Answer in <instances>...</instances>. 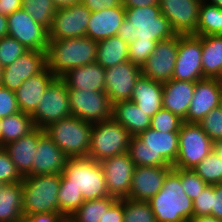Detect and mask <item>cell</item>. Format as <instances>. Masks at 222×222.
I'll use <instances>...</instances> for the list:
<instances>
[{"label":"cell","instance_id":"4dcf8cb0","mask_svg":"<svg viewBox=\"0 0 222 222\" xmlns=\"http://www.w3.org/2000/svg\"><path fill=\"white\" fill-rule=\"evenodd\" d=\"M201 46L203 76L222 79V36H201Z\"/></svg>","mask_w":222,"mask_h":222},{"label":"cell","instance_id":"b9f144b4","mask_svg":"<svg viewBox=\"0 0 222 222\" xmlns=\"http://www.w3.org/2000/svg\"><path fill=\"white\" fill-rule=\"evenodd\" d=\"M198 124L214 142L222 141V107L212 109Z\"/></svg>","mask_w":222,"mask_h":222},{"label":"cell","instance_id":"680465c9","mask_svg":"<svg viewBox=\"0 0 222 222\" xmlns=\"http://www.w3.org/2000/svg\"><path fill=\"white\" fill-rule=\"evenodd\" d=\"M206 3L216 5L222 8V0H204Z\"/></svg>","mask_w":222,"mask_h":222},{"label":"cell","instance_id":"ac0fdd59","mask_svg":"<svg viewBox=\"0 0 222 222\" xmlns=\"http://www.w3.org/2000/svg\"><path fill=\"white\" fill-rule=\"evenodd\" d=\"M222 100V79L204 78L195 84L193 98L188 108L187 123L200 122L212 109L218 108Z\"/></svg>","mask_w":222,"mask_h":222},{"label":"cell","instance_id":"5bb4252c","mask_svg":"<svg viewBox=\"0 0 222 222\" xmlns=\"http://www.w3.org/2000/svg\"><path fill=\"white\" fill-rule=\"evenodd\" d=\"M90 16L81 2L58 8L49 29V41L85 37Z\"/></svg>","mask_w":222,"mask_h":222},{"label":"cell","instance_id":"60d3db41","mask_svg":"<svg viewBox=\"0 0 222 222\" xmlns=\"http://www.w3.org/2000/svg\"><path fill=\"white\" fill-rule=\"evenodd\" d=\"M28 50L16 39L5 36L0 38V65L5 68Z\"/></svg>","mask_w":222,"mask_h":222},{"label":"cell","instance_id":"f6af8a7d","mask_svg":"<svg viewBox=\"0 0 222 222\" xmlns=\"http://www.w3.org/2000/svg\"><path fill=\"white\" fill-rule=\"evenodd\" d=\"M23 177L3 147L0 148V181L4 184L19 183Z\"/></svg>","mask_w":222,"mask_h":222},{"label":"cell","instance_id":"7bdbcfd3","mask_svg":"<svg viewBox=\"0 0 222 222\" xmlns=\"http://www.w3.org/2000/svg\"><path fill=\"white\" fill-rule=\"evenodd\" d=\"M158 41H144L136 39L129 44V61L134 65L142 67L148 57L155 50Z\"/></svg>","mask_w":222,"mask_h":222},{"label":"cell","instance_id":"ba28073f","mask_svg":"<svg viewBox=\"0 0 222 222\" xmlns=\"http://www.w3.org/2000/svg\"><path fill=\"white\" fill-rule=\"evenodd\" d=\"M131 135L113 118L92 124L88 158L102 161L128 152Z\"/></svg>","mask_w":222,"mask_h":222},{"label":"cell","instance_id":"d590c367","mask_svg":"<svg viewBox=\"0 0 222 222\" xmlns=\"http://www.w3.org/2000/svg\"><path fill=\"white\" fill-rule=\"evenodd\" d=\"M21 9L48 30L57 11L53 0H22Z\"/></svg>","mask_w":222,"mask_h":222},{"label":"cell","instance_id":"cb8c5ba5","mask_svg":"<svg viewBox=\"0 0 222 222\" xmlns=\"http://www.w3.org/2000/svg\"><path fill=\"white\" fill-rule=\"evenodd\" d=\"M44 134V129L35 128L26 136L3 146L22 177L32 175L35 148Z\"/></svg>","mask_w":222,"mask_h":222},{"label":"cell","instance_id":"6125c7cd","mask_svg":"<svg viewBox=\"0 0 222 222\" xmlns=\"http://www.w3.org/2000/svg\"><path fill=\"white\" fill-rule=\"evenodd\" d=\"M2 66L0 65V86H1V82H2Z\"/></svg>","mask_w":222,"mask_h":222},{"label":"cell","instance_id":"4fadbf2b","mask_svg":"<svg viewBox=\"0 0 222 222\" xmlns=\"http://www.w3.org/2000/svg\"><path fill=\"white\" fill-rule=\"evenodd\" d=\"M201 57V36L179 35L178 53L172 79L191 82L204 79Z\"/></svg>","mask_w":222,"mask_h":222},{"label":"cell","instance_id":"9f6ffc18","mask_svg":"<svg viewBox=\"0 0 222 222\" xmlns=\"http://www.w3.org/2000/svg\"><path fill=\"white\" fill-rule=\"evenodd\" d=\"M188 222H222V220L213 216L192 217Z\"/></svg>","mask_w":222,"mask_h":222},{"label":"cell","instance_id":"836d02e7","mask_svg":"<svg viewBox=\"0 0 222 222\" xmlns=\"http://www.w3.org/2000/svg\"><path fill=\"white\" fill-rule=\"evenodd\" d=\"M196 36H222V8L202 1Z\"/></svg>","mask_w":222,"mask_h":222},{"label":"cell","instance_id":"1f68e13d","mask_svg":"<svg viewBox=\"0 0 222 222\" xmlns=\"http://www.w3.org/2000/svg\"><path fill=\"white\" fill-rule=\"evenodd\" d=\"M129 60V44L118 36H112L97 42L96 63L104 69L114 67Z\"/></svg>","mask_w":222,"mask_h":222},{"label":"cell","instance_id":"7dc6e473","mask_svg":"<svg viewBox=\"0 0 222 222\" xmlns=\"http://www.w3.org/2000/svg\"><path fill=\"white\" fill-rule=\"evenodd\" d=\"M15 91L0 86V118L19 112Z\"/></svg>","mask_w":222,"mask_h":222},{"label":"cell","instance_id":"74e56055","mask_svg":"<svg viewBox=\"0 0 222 222\" xmlns=\"http://www.w3.org/2000/svg\"><path fill=\"white\" fill-rule=\"evenodd\" d=\"M123 222H156L154 213L148 201L123 199Z\"/></svg>","mask_w":222,"mask_h":222},{"label":"cell","instance_id":"484cf974","mask_svg":"<svg viewBox=\"0 0 222 222\" xmlns=\"http://www.w3.org/2000/svg\"><path fill=\"white\" fill-rule=\"evenodd\" d=\"M60 78L69 89L105 91V69L98 63L72 68Z\"/></svg>","mask_w":222,"mask_h":222},{"label":"cell","instance_id":"52a82bcc","mask_svg":"<svg viewBox=\"0 0 222 222\" xmlns=\"http://www.w3.org/2000/svg\"><path fill=\"white\" fill-rule=\"evenodd\" d=\"M92 124L70 115L44 128V133L69 157H88Z\"/></svg>","mask_w":222,"mask_h":222},{"label":"cell","instance_id":"d4e9b609","mask_svg":"<svg viewBox=\"0 0 222 222\" xmlns=\"http://www.w3.org/2000/svg\"><path fill=\"white\" fill-rule=\"evenodd\" d=\"M55 78L56 76L46 67L39 74L25 80L15 91L18 109L31 115L37 109L46 88Z\"/></svg>","mask_w":222,"mask_h":222},{"label":"cell","instance_id":"2e32d148","mask_svg":"<svg viewBox=\"0 0 222 222\" xmlns=\"http://www.w3.org/2000/svg\"><path fill=\"white\" fill-rule=\"evenodd\" d=\"M179 46V34L159 41L155 50L141 67L142 75L154 81L165 83L172 79Z\"/></svg>","mask_w":222,"mask_h":222},{"label":"cell","instance_id":"91938a15","mask_svg":"<svg viewBox=\"0 0 222 222\" xmlns=\"http://www.w3.org/2000/svg\"><path fill=\"white\" fill-rule=\"evenodd\" d=\"M215 150L219 153L222 160V141L215 143Z\"/></svg>","mask_w":222,"mask_h":222},{"label":"cell","instance_id":"7c38bea8","mask_svg":"<svg viewBox=\"0 0 222 222\" xmlns=\"http://www.w3.org/2000/svg\"><path fill=\"white\" fill-rule=\"evenodd\" d=\"M10 36L20 42L27 50L46 52L49 43V30L42 26L23 9L7 16Z\"/></svg>","mask_w":222,"mask_h":222},{"label":"cell","instance_id":"8992f818","mask_svg":"<svg viewBox=\"0 0 222 222\" xmlns=\"http://www.w3.org/2000/svg\"><path fill=\"white\" fill-rule=\"evenodd\" d=\"M22 214L60 212L58 191L60 174L28 175L23 177Z\"/></svg>","mask_w":222,"mask_h":222},{"label":"cell","instance_id":"c3c4849f","mask_svg":"<svg viewBox=\"0 0 222 222\" xmlns=\"http://www.w3.org/2000/svg\"><path fill=\"white\" fill-rule=\"evenodd\" d=\"M67 218L60 212L35 213L24 216V222H66Z\"/></svg>","mask_w":222,"mask_h":222},{"label":"cell","instance_id":"f35d334b","mask_svg":"<svg viewBox=\"0 0 222 222\" xmlns=\"http://www.w3.org/2000/svg\"><path fill=\"white\" fill-rule=\"evenodd\" d=\"M58 198L60 213L66 218L72 215L84 202L81 191L73 185H60Z\"/></svg>","mask_w":222,"mask_h":222},{"label":"cell","instance_id":"9c48e42d","mask_svg":"<svg viewBox=\"0 0 222 222\" xmlns=\"http://www.w3.org/2000/svg\"><path fill=\"white\" fill-rule=\"evenodd\" d=\"M179 135V153L173 168L192 169L215 149V143L198 123L183 122Z\"/></svg>","mask_w":222,"mask_h":222},{"label":"cell","instance_id":"f546056e","mask_svg":"<svg viewBox=\"0 0 222 222\" xmlns=\"http://www.w3.org/2000/svg\"><path fill=\"white\" fill-rule=\"evenodd\" d=\"M22 182L4 184L0 189V222H23Z\"/></svg>","mask_w":222,"mask_h":222},{"label":"cell","instance_id":"30bf717a","mask_svg":"<svg viewBox=\"0 0 222 222\" xmlns=\"http://www.w3.org/2000/svg\"><path fill=\"white\" fill-rule=\"evenodd\" d=\"M70 115L68 87L60 77H56L46 88L37 109L31 114L34 126L44 129Z\"/></svg>","mask_w":222,"mask_h":222},{"label":"cell","instance_id":"277c9868","mask_svg":"<svg viewBox=\"0 0 222 222\" xmlns=\"http://www.w3.org/2000/svg\"><path fill=\"white\" fill-rule=\"evenodd\" d=\"M97 41L89 37L49 41L46 49V67L61 77L68 70L96 63Z\"/></svg>","mask_w":222,"mask_h":222},{"label":"cell","instance_id":"11a10c76","mask_svg":"<svg viewBox=\"0 0 222 222\" xmlns=\"http://www.w3.org/2000/svg\"><path fill=\"white\" fill-rule=\"evenodd\" d=\"M8 23L7 16L0 14V38L7 36Z\"/></svg>","mask_w":222,"mask_h":222},{"label":"cell","instance_id":"ffe728a7","mask_svg":"<svg viewBox=\"0 0 222 222\" xmlns=\"http://www.w3.org/2000/svg\"><path fill=\"white\" fill-rule=\"evenodd\" d=\"M46 68V52L28 50L2 69L1 86L16 91L22 83Z\"/></svg>","mask_w":222,"mask_h":222},{"label":"cell","instance_id":"603a6c76","mask_svg":"<svg viewBox=\"0 0 222 222\" xmlns=\"http://www.w3.org/2000/svg\"><path fill=\"white\" fill-rule=\"evenodd\" d=\"M125 19V7L123 4L114 8L91 12L86 37L98 42L117 36L118 30Z\"/></svg>","mask_w":222,"mask_h":222},{"label":"cell","instance_id":"8fae6325","mask_svg":"<svg viewBox=\"0 0 222 222\" xmlns=\"http://www.w3.org/2000/svg\"><path fill=\"white\" fill-rule=\"evenodd\" d=\"M69 106L73 116L96 124L112 118V104L105 92L69 89Z\"/></svg>","mask_w":222,"mask_h":222},{"label":"cell","instance_id":"4316f807","mask_svg":"<svg viewBox=\"0 0 222 222\" xmlns=\"http://www.w3.org/2000/svg\"><path fill=\"white\" fill-rule=\"evenodd\" d=\"M195 84L196 82L174 79L163 83V108L184 120L193 98Z\"/></svg>","mask_w":222,"mask_h":222},{"label":"cell","instance_id":"3957f363","mask_svg":"<svg viewBox=\"0 0 222 222\" xmlns=\"http://www.w3.org/2000/svg\"><path fill=\"white\" fill-rule=\"evenodd\" d=\"M156 222H188L193 217V201L181 185V169L173 168L161 190L148 200Z\"/></svg>","mask_w":222,"mask_h":222},{"label":"cell","instance_id":"83f0119b","mask_svg":"<svg viewBox=\"0 0 222 222\" xmlns=\"http://www.w3.org/2000/svg\"><path fill=\"white\" fill-rule=\"evenodd\" d=\"M162 99L163 83L141 74L136 81L130 100L152 118L163 107Z\"/></svg>","mask_w":222,"mask_h":222},{"label":"cell","instance_id":"ab89813d","mask_svg":"<svg viewBox=\"0 0 222 222\" xmlns=\"http://www.w3.org/2000/svg\"><path fill=\"white\" fill-rule=\"evenodd\" d=\"M183 122L178 115L162 107L151 118L150 128L161 132H179Z\"/></svg>","mask_w":222,"mask_h":222},{"label":"cell","instance_id":"681fc988","mask_svg":"<svg viewBox=\"0 0 222 222\" xmlns=\"http://www.w3.org/2000/svg\"><path fill=\"white\" fill-rule=\"evenodd\" d=\"M123 199L117 200L106 212L99 222H123Z\"/></svg>","mask_w":222,"mask_h":222},{"label":"cell","instance_id":"ee69618b","mask_svg":"<svg viewBox=\"0 0 222 222\" xmlns=\"http://www.w3.org/2000/svg\"><path fill=\"white\" fill-rule=\"evenodd\" d=\"M181 185L185 194L193 201L208 184L192 169H181Z\"/></svg>","mask_w":222,"mask_h":222},{"label":"cell","instance_id":"44dd1931","mask_svg":"<svg viewBox=\"0 0 222 222\" xmlns=\"http://www.w3.org/2000/svg\"><path fill=\"white\" fill-rule=\"evenodd\" d=\"M172 169V166H135L127 198L148 201L161 190L167 174Z\"/></svg>","mask_w":222,"mask_h":222},{"label":"cell","instance_id":"6da1fadb","mask_svg":"<svg viewBox=\"0 0 222 222\" xmlns=\"http://www.w3.org/2000/svg\"><path fill=\"white\" fill-rule=\"evenodd\" d=\"M128 153L136 166H173L179 153L178 132L146 129L131 136Z\"/></svg>","mask_w":222,"mask_h":222},{"label":"cell","instance_id":"db71d44e","mask_svg":"<svg viewBox=\"0 0 222 222\" xmlns=\"http://www.w3.org/2000/svg\"><path fill=\"white\" fill-rule=\"evenodd\" d=\"M125 8L159 6V0H122Z\"/></svg>","mask_w":222,"mask_h":222},{"label":"cell","instance_id":"d6986e66","mask_svg":"<svg viewBox=\"0 0 222 222\" xmlns=\"http://www.w3.org/2000/svg\"><path fill=\"white\" fill-rule=\"evenodd\" d=\"M201 3L200 0H159L158 5L176 34L195 35Z\"/></svg>","mask_w":222,"mask_h":222},{"label":"cell","instance_id":"5b68a950","mask_svg":"<svg viewBox=\"0 0 222 222\" xmlns=\"http://www.w3.org/2000/svg\"><path fill=\"white\" fill-rule=\"evenodd\" d=\"M60 185L75 186L84 201L109 196L100 162L88 157L68 158L60 174Z\"/></svg>","mask_w":222,"mask_h":222},{"label":"cell","instance_id":"e0dca14e","mask_svg":"<svg viewBox=\"0 0 222 222\" xmlns=\"http://www.w3.org/2000/svg\"><path fill=\"white\" fill-rule=\"evenodd\" d=\"M141 67L131 61H125L105 69V93L111 104L131 99L137 79L141 76Z\"/></svg>","mask_w":222,"mask_h":222},{"label":"cell","instance_id":"bcb514c9","mask_svg":"<svg viewBox=\"0 0 222 222\" xmlns=\"http://www.w3.org/2000/svg\"><path fill=\"white\" fill-rule=\"evenodd\" d=\"M213 185H207L193 200V217L212 216Z\"/></svg>","mask_w":222,"mask_h":222},{"label":"cell","instance_id":"6f0895ef","mask_svg":"<svg viewBox=\"0 0 222 222\" xmlns=\"http://www.w3.org/2000/svg\"><path fill=\"white\" fill-rule=\"evenodd\" d=\"M80 0H53L54 5L56 8H65L72 4L79 3Z\"/></svg>","mask_w":222,"mask_h":222},{"label":"cell","instance_id":"94428289","mask_svg":"<svg viewBox=\"0 0 222 222\" xmlns=\"http://www.w3.org/2000/svg\"><path fill=\"white\" fill-rule=\"evenodd\" d=\"M1 118H0V148L2 147V132H1Z\"/></svg>","mask_w":222,"mask_h":222},{"label":"cell","instance_id":"816d5d0a","mask_svg":"<svg viewBox=\"0 0 222 222\" xmlns=\"http://www.w3.org/2000/svg\"><path fill=\"white\" fill-rule=\"evenodd\" d=\"M212 216L222 220V183L213 185Z\"/></svg>","mask_w":222,"mask_h":222},{"label":"cell","instance_id":"e575fe53","mask_svg":"<svg viewBox=\"0 0 222 222\" xmlns=\"http://www.w3.org/2000/svg\"><path fill=\"white\" fill-rule=\"evenodd\" d=\"M118 199L107 196L100 199L86 200L67 220L70 222H99Z\"/></svg>","mask_w":222,"mask_h":222},{"label":"cell","instance_id":"9a60e30c","mask_svg":"<svg viewBox=\"0 0 222 222\" xmlns=\"http://www.w3.org/2000/svg\"><path fill=\"white\" fill-rule=\"evenodd\" d=\"M103 168L108 195L116 199H125L131 190L135 164L128 152L108 157L100 161Z\"/></svg>","mask_w":222,"mask_h":222},{"label":"cell","instance_id":"f907efd6","mask_svg":"<svg viewBox=\"0 0 222 222\" xmlns=\"http://www.w3.org/2000/svg\"><path fill=\"white\" fill-rule=\"evenodd\" d=\"M90 12H97L105 8H114L122 5V0H80Z\"/></svg>","mask_w":222,"mask_h":222},{"label":"cell","instance_id":"7402d4cb","mask_svg":"<svg viewBox=\"0 0 222 222\" xmlns=\"http://www.w3.org/2000/svg\"><path fill=\"white\" fill-rule=\"evenodd\" d=\"M69 157L46 135L38 141L32 175L62 174Z\"/></svg>","mask_w":222,"mask_h":222},{"label":"cell","instance_id":"d6a6232c","mask_svg":"<svg viewBox=\"0 0 222 222\" xmlns=\"http://www.w3.org/2000/svg\"><path fill=\"white\" fill-rule=\"evenodd\" d=\"M2 147L26 136L35 129L32 116L19 111L1 119Z\"/></svg>","mask_w":222,"mask_h":222},{"label":"cell","instance_id":"7a4b0ae2","mask_svg":"<svg viewBox=\"0 0 222 222\" xmlns=\"http://www.w3.org/2000/svg\"><path fill=\"white\" fill-rule=\"evenodd\" d=\"M125 18L117 36L128 44L136 39L159 42L177 35L159 6L125 8Z\"/></svg>","mask_w":222,"mask_h":222},{"label":"cell","instance_id":"f5cc1de1","mask_svg":"<svg viewBox=\"0 0 222 222\" xmlns=\"http://www.w3.org/2000/svg\"><path fill=\"white\" fill-rule=\"evenodd\" d=\"M22 0H0V14L10 15L21 9Z\"/></svg>","mask_w":222,"mask_h":222},{"label":"cell","instance_id":"8d00e7d4","mask_svg":"<svg viewBox=\"0 0 222 222\" xmlns=\"http://www.w3.org/2000/svg\"><path fill=\"white\" fill-rule=\"evenodd\" d=\"M192 170L208 185L222 183V160L215 149L193 167Z\"/></svg>","mask_w":222,"mask_h":222},{"label":"cell","instance_id":"f1b7e54d","mask_svg":"<svg viewBox=\"0 0 222 222\" xmlns=\"http://www.w3.org/2000/svg\"><path fill=\"white\" fill-rule=\"evenodd\" d=\"M112 118L122 124L131 136H138L151 125V117L131 100L114 103L112 105Z\"/></svg>","mask_w":222,"mask_h":222},{"label":"cell","instance_id":"be15d7a7","mask_svg":"<svg viewBox=\"0 0 222 222\" xmlns=\"http://www.w3.org/2000/svg\"><path fill=\"white\" fill-rule=\"evenodd\" d=\"M3 185H4V183L0 181V189H1V187H2Z\"/></svg>","mask_w":222,"mask_h":222}]
</instances>
